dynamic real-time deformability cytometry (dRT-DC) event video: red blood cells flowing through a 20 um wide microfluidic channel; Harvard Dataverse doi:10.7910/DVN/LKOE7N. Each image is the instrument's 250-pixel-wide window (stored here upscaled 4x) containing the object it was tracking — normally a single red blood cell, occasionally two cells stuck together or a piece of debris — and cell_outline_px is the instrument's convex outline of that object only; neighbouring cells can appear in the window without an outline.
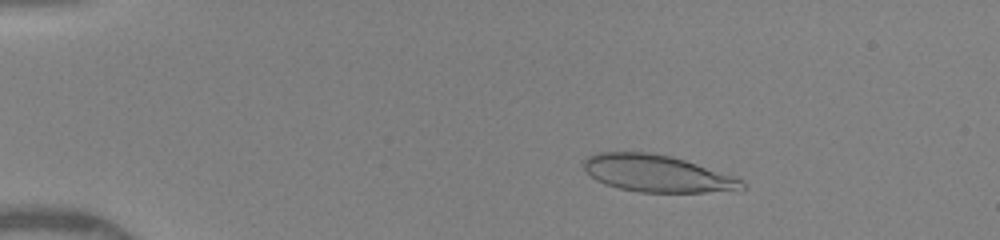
{"species": "human", "species_latin": "Homo sapiens", "temperature_condition": "warm", "stored_images_in_passage": 50, "camera_frame_rate_fps": 3000, "um_per_image_px": 0.085, "donor": {"sex": "female"}, "frame": {"image": 1, "passage_image": 9, "time_ms": 2.667, "image_size_px": [1000, 240], "cell_outline_px": [[748, 188], [704, 192], [640, 192], [620, 188], [604, 184], [596, 180], [584, 168], [584, 160], [588, 156], [596, 152], [648, 152], [668, 156], [684, 160], [732, 176], [740, 180]], "centroid_in_image_um": [55.79, 14.74], "position_along_channel_um": 29.2, "area_um2": 33.47}}
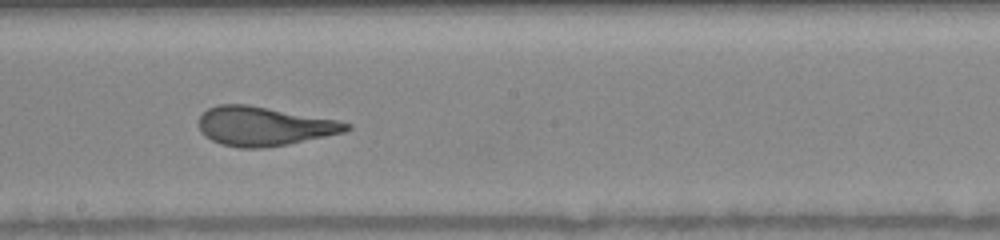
{"frame": {"image": 2, "passage_image": 29, "time_ms": 9.333, "image_size_px": [1000, 240], "cell_outline_px": [[352, 128], [344, 132], [288, 144], [264, 148], [240, 148], [220, 144], [204, 136], [200, 132], [200, 116], [208, 108], [220, 104], [248, 104], [340, 120], [352, 124]], "centroid_in_image_um": [22.46, 10.72], "position_along_channel_um": 225.7, "area_um2": 33.76}}
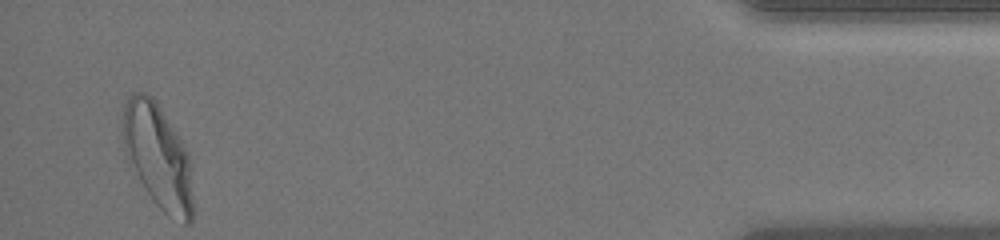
{"frame": {"image": 3, "passage_image": 48, "time_ms": 15.667, "image_size_px": [1000, 240], "cell_outline_px": [[192, 224], [184, 224], [168, 216], [152, 200], [140, 180], [124, 140], [124, 104], [128, 96], [132, 92], [144, 92], [152, 96], [156, 100], [188, 152], [192, 196]], "centroid_in_image_um": [13.47, 13.29], "position_along_channel_um": 421.7, "area_um2": 41.38}, "authors_computed_cell_mechanics": {"area_um2": 34.7089, "velocity_mm_per_s": 4.1235, "shape_relaxation_time_tau1_ms": 4.2105, "shape_relaxation_time_tau2_ms": 0.6947, "deformation_change_tau1": 0.2228, "deformation_change_tau2": 0.0851}}